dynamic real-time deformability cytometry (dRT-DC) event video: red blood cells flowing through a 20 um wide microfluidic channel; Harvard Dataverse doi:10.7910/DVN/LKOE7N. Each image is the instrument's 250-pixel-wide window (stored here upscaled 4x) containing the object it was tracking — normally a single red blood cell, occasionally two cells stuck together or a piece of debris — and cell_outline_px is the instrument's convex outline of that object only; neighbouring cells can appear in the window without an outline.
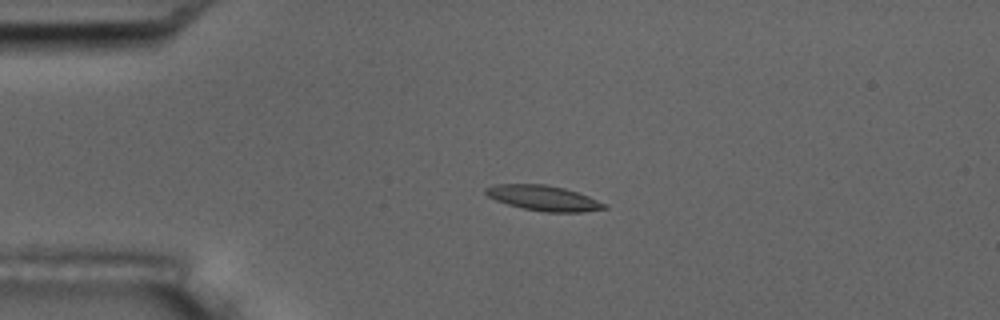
{"species": "common noctule bat (a hibernating species)", "species_latin": "Nyctalus noctula", "temperature_condition": "room temperature", "stored_images_in_passage": 6, "camera_frame_rate_fps": 3000, "um_per_image_px": 0.085, "animal": {"sex": "male", "body_mass_g": 17.5, "forearm_length_mm": 52.3}, "frame": {"image": 1, "passage_image": 4, "time_ms": 3.333, "image_size_px": [1000, 320], "cell_outline_px": [[608, 208], [580, 212], [544, 212], [524, 208], [508, 204], [496, 200], [488, 196], [484, 192], [484, 188], [496, 184], [544, 184], [564, 188], [588, 196], [608, 204]], "centroid_in_image_um": [46.21, 16.83], "position_along_channel_um": 38.8, "area_um2": 17.34}}